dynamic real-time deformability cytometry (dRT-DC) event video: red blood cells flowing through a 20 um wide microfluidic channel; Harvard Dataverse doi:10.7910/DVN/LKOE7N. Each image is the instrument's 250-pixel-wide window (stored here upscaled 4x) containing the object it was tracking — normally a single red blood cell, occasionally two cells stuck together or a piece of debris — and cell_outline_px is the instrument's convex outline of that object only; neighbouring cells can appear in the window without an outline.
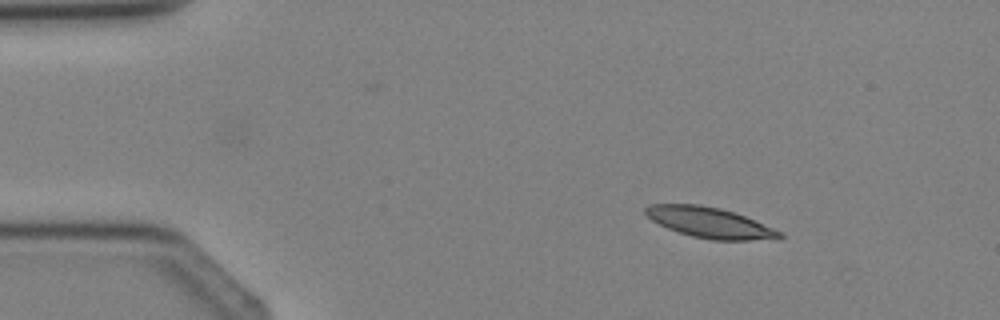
{"species": "Egyptian fruit bat (a non-hibernating species)", "species_latin": "Rousettus aegyptiacus", "temperature_condition": "cold", "stored_images_in_passage": 3, "camera_frame_rate_fps": 3000, "um_per_image_px": 0.085, "animal": {"sex": "female"}, "frame": {"image": 1, "passage_image": 1, "time_ms": 0.0, "image_size_px": [1000, 320], "cell_outline_px": [[784, 236], [752, 240], [712, 240], [692, 236], [668, 228], [652, 220], [644, 212], [644, 208], [648, 204], [700, 204], [720, 208], [744, 216], [784, 232]], "centroid_in_image_um": [60.3, 18.91], "position_along_channel_um": 24.7, "area_um2": 23.52}}
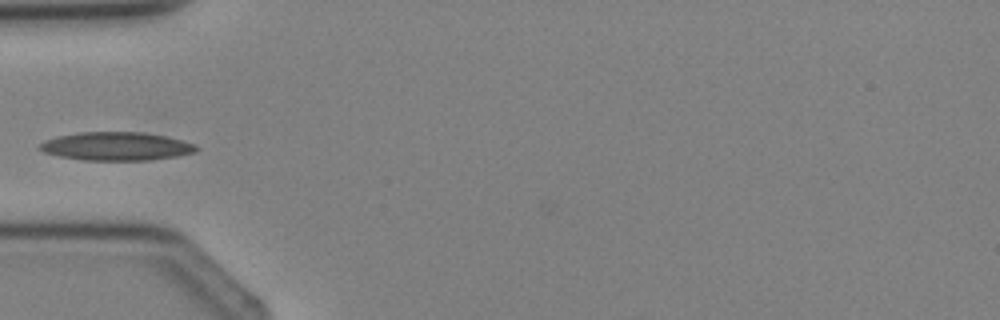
{"frame": {"image": 2, "passage_image": 3, "time_ms": 2.333, "image_size_px": [1000, 320], "cell_outline_px": [[200, 148], [196, 152], [176, 156], [152, 160], [84, 160], [60, 156], [44, 152], [36, 148], [44, 140], [56, 136], [80, 132], [144, 132], [168, 136], [196, 144]], "centroid_in_image_um": [9.91, 12.43], "position_along_channel_um": 75.1, "area_um2": 26.13}}